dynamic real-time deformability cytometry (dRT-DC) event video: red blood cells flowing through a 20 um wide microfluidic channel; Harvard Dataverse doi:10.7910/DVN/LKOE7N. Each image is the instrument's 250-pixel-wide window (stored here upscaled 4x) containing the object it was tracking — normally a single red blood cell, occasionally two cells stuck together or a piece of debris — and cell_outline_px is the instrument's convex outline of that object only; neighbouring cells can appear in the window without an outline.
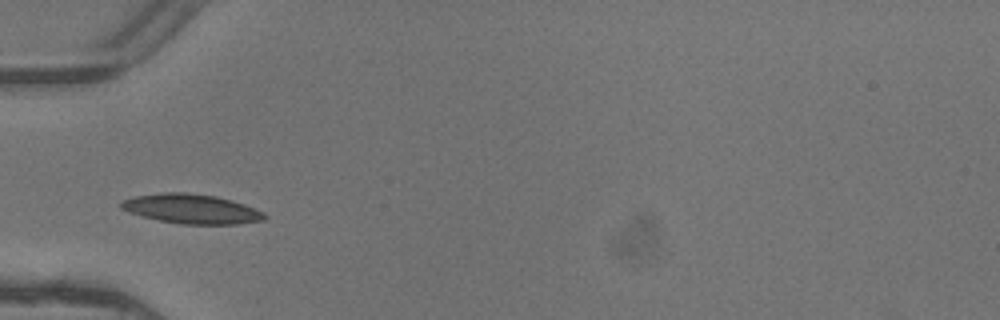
{"species": "common noctule bat (a hibernating species)", "species_latin": "Nyctalus noctula", "temperature_condition": "warm", "stored_images_in_passage": 2, "camera_frame_rate_fps": 3000, "um_per_image_px": 0.085, "animal": {"sex": "female"}, "frame": {"image": 1, "passage_image": 2, "time_ms": 0.333, "image_size_px": [1000, 320], "cell_outline_px": [[268, 216], [264, 220], [240, 224], [180, 224], [160, 220], [144, 216], [120, 208], [120, 204], [124, 200], [136, 196], [164, 192], [184, 192], [216, 196], [232, 200], [244, 204], [264, 212]], "centroid_in_image_um": [16.34, 17.75], "position_along_channel_um": 68.7, "area_um2": 24.45}}